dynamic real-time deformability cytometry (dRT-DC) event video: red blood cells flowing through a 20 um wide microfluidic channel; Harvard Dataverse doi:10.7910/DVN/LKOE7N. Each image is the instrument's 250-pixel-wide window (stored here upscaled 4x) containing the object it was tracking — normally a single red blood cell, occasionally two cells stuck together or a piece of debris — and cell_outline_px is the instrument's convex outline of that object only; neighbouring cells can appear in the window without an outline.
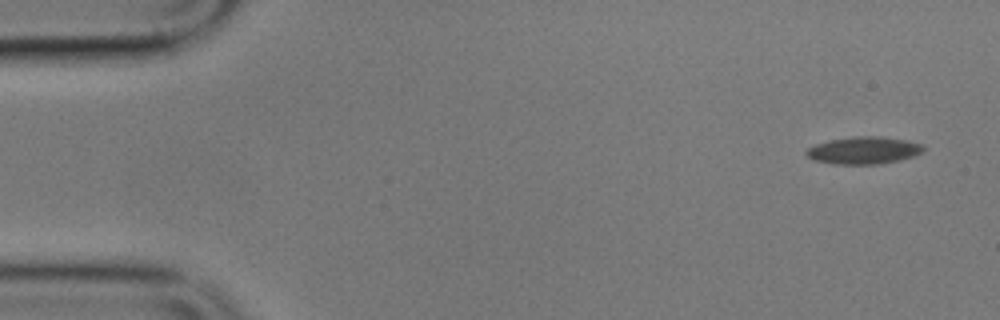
{"species": "common noctule bat (a hibernating species)", "species_latin": "Nyctalus noctula", "temperature_condition": "cold", "stored_images_in_passage": 5, "camera_frame_rate_fps": 3000, "um_per_image_px": 0.085, "animal": {"sex": "male", "body_mass_g": 17.9}, "frame": {"image": 1, "passage_image": 1, "time_ms": 0.0, "image_size_px": [1000, 320], "cell_outline_px": [[924, 148], [920, 152], [912, 156], [900, 160], [876, 164], [832, 164], [816, 160], [808, 156], [804, 152], [808, 148], [816, 144], [832, 140], [852, 136], [880, 136], [908, 140], [924, 144]], "centroid_in_image_um": [73.43, 12.77], "position_along_channel_um": 11.6, "area_um2": 18.5}}
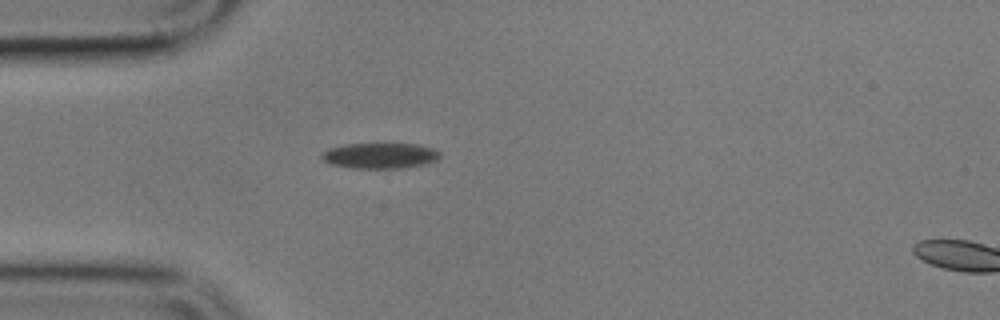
{"frame": {"image": 2, "passage_image": 4, "time_ms": 4.333, "image_size_px": [1000, 320], "cell_outline_px": [[440, 156], [436, 160], [424, 164], [404, 168], [352, 168], [328, 164], [320, 156], [328, 148], [344, 144], [420, 144], [432, 148], [440, 152]], "centroid_in_image_um": [32.28, 13.23], "position_along_channel_um": 52.7, "area_um2": 17.69}}